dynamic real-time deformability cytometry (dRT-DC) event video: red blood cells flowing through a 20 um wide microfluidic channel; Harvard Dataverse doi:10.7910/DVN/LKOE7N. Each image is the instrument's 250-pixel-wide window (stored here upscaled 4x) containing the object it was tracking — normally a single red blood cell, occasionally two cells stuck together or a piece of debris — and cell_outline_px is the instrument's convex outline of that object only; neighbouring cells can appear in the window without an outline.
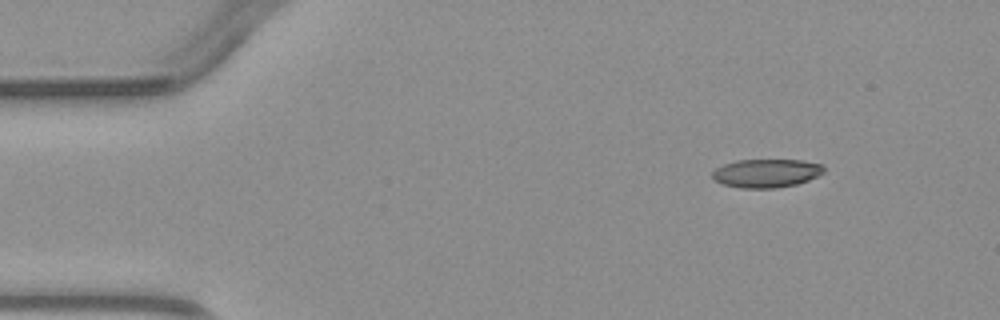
{"species": "common noctule bat (a hibernating species)", "species_latin": "Nyctalus noctula", "temperature_condition": "warm", "stored_images_in_passage": 3, "camera_frame_rate_fps": 3000, "um_per_image_px": 0.085, "animal": {"sex": "male", "body_mass_g": 23.1, "forearm_length_mm": 52.7}, "frame": {"image": 1, "passage_image": 1, "time_ms": 0.0, "image_size_px": [1000, 320], "cell_outline_px": [[824, 172], [808, 180], [796, 184], [776, 188], [740, 188], [724, 184], [712, 180], [712, 172], [716, 168], [724, 164], [736, 160], [804, 160], [824, 164]], "centroid_in_image_um": [65.14, 14.71], "position_along_channel_um": 19.9, "area_um2": 18.61}}